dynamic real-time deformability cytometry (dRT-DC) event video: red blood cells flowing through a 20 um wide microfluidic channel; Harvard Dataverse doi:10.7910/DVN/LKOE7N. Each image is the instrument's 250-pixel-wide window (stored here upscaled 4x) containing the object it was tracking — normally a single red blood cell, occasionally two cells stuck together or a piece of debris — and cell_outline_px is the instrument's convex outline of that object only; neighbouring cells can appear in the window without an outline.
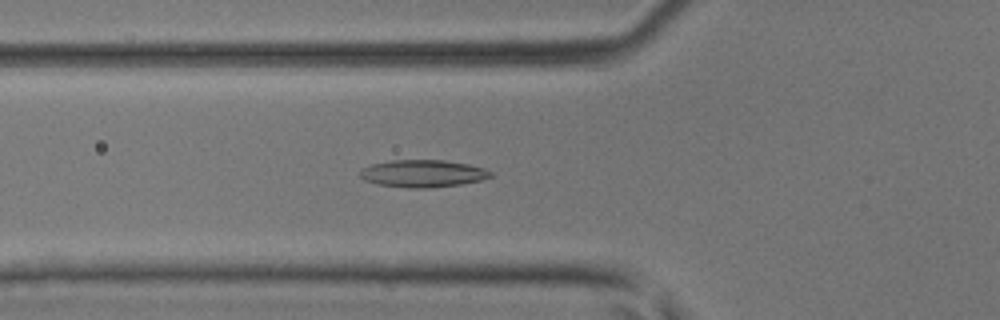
{"species": "common noctule bat (a hibernating species)", "species_latin": "Nyctalus noctula", "temperature_condition": "room temperature", "stored_images_in_passage": 35, "camera_frame_rate_fps": 3000, "um_per_image_px": 0.085, "animal": {"sex": "male", "body_mass_g": 17.9, "forearm_length_mm": 54.2}, "frame": {"image": 1, "passage_image": 4, "time_ms": 1.0, "image_size_px": [1000, 320], "cell_outline_px": [[492, 176], [480, 180], [460, 184], [428, 188], [408, 188], [376, 184], [364, 180], [360, 176], [360, 168], [372, 164], [392, 160], [444, 160], [468, 164], [484, 168], [492, 172]], "centroid_in_image_um": [35.91, 14.75], "position_along_channel_um": 89.9, "area_um2": 20.81}}
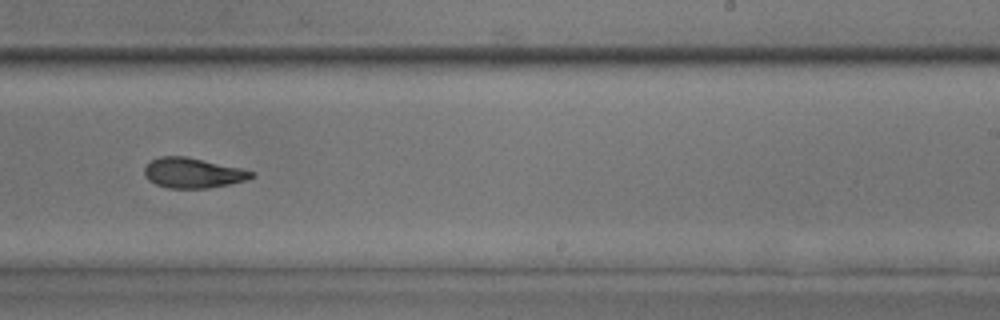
{"frame": {"image": 2, "passage_image": 17, "time_ms": 5.333, "image_size_px": [1000, 320], "cell_outline_px": [[256, 176], [244, 180], [228, 184], [208, 188], [168, 188], [156, 184], [148, 180], [144, 176], [144, 168], [152, 160], [160, 156], [188, 156], [240, 168], [256, 172]], "centroid_in_image_um": [16.39, 14.69], "position_along_channel_um": 272.6, "area_um2": 18.79}}
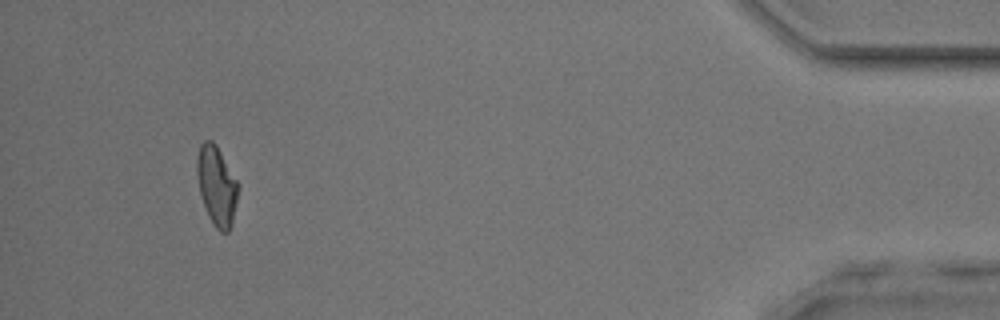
{"frame": {"image": 3, "passage_image": 32, "time_ms": 10.333, "image_size_px": [1000, 320], "cell_outline_px": [[240, 188], [232, 224], [228, 232], [220, 232], [212, 224], [208, 216], [200, 192], [196, 172], [196, 160], [200, 144], [204, 140], [212, 140], [216, 144], [240, 184]], "centroid_in_image_um": [18.44, 15.78], "position_along_channel_um": 416.8, "area_um2": 19.36}, "authors_computed_cell_mechanics": {"area_um2": 18.9584, "velocity_mm_per_s": 4.2237, "shape_relaxation_time_tau1_ms": 8.2402, "shape_relaxation_time_tau2_ms": 2.5372, "deformation_change_tau1": 0.1987, "deformation_change_tau2": 0.1056}}